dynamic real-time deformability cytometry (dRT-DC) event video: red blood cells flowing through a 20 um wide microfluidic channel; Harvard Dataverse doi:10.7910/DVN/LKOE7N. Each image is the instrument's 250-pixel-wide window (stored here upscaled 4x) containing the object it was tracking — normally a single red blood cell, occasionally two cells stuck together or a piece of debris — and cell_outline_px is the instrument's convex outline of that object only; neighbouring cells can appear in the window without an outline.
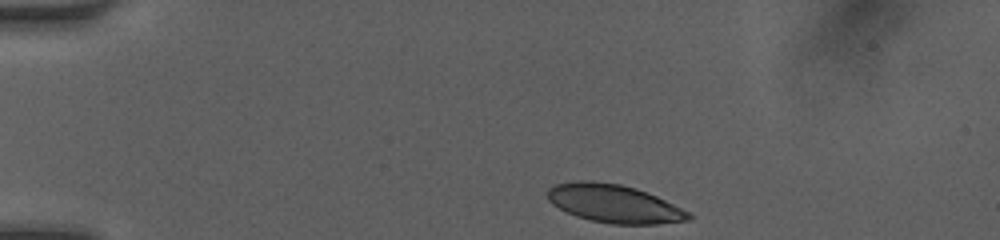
{"species": "human", "species_latin": "Homo sapiens", "temperature_condition": "room temperature", "stored_images_in_passage": 37, "camera_frame_rate_fps": 3000, "um_per_image_px": 0.085, "donor": {"sex": "female"}, "frame": {"image": 1, "passage_image": 1, "time_ms": 0.0, "image_size_px": [1000, 240], "cell_outline_px": [[692, 220], [656, 224], [612, 224], [592, 220], [576, 216], [552, 204], [548, 200], [548, 188], [556, 184], [576, 180], [592, 180], [620, 184], [636, 188], [656, 196], [692, 212]], "centroid_in_image_um": [52.23, 17.3], "position_along_channel_um": 32.8, "area_um2": 31.5}}
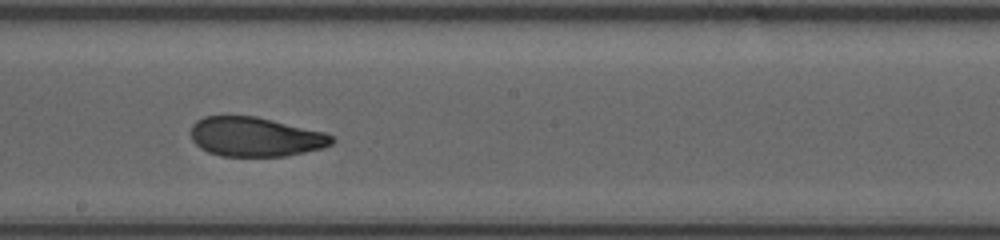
{"frame": {"image": 2, "passage_image": 20, "time_ms": 6.333, "image_size_px": [1000, 240], "cell_outline_px": [[336, 140], [332, 144], [324, 148], [284, 156], [220, 156], [208, 152], [200, 148], [192, 140], [192, 124], [196, 120], [204, 116], [256, 116], [324, 132], [336, 136]], "centroid_in_image_um": [21.73, 11.63], "position_along_channel_um": 226.5, "area_um2": 32.48}}
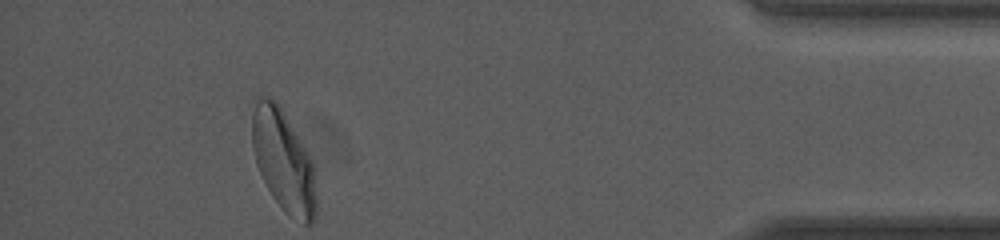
{"frame": {"image": 3, "passage_image": 37, "time_ms": 12.0, "image_size_px": [1000, 240], "cell_outline_px": [[316, 212], [312, 224], [304, 224], [288, 216], [272, 196], [256, 164], [252, 144], [252, 112], [256, 96], [264, 96], [272, 100], [280, 108], [312, 160], [316, 196]], "centroid_in_image_um": [24.08, 13.72], "position_along_channel_um": 411.1, "area_um2": 37.4}, "authors_computed_cell_mechanics": {"area_um2": 33.1772, "velocity_mm_per_s": 4.1133, "shape_relaxation_time_tau1_ms": 3.4425, "shape_relaxation_time_tau2_ms": 1.6941, "deformation_change_tau1": 0.1532, "deformation_change_tau2": 0.0802}}